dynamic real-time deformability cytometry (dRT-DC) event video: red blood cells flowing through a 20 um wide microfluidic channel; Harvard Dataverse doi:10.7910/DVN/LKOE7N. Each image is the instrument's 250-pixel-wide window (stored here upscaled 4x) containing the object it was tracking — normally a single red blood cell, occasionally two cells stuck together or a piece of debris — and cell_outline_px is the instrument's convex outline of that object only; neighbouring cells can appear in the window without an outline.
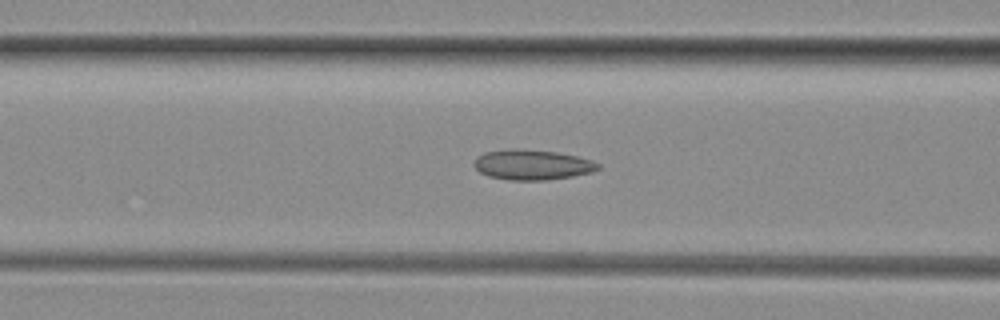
{"species": "common noctule bat (a hibernating species)", "species_latin": "Nyctalus noctula", "temperature_condition": "room temperature", "stored_images_in_passage": 39, "camera_frame_rate_fps": 3000, "um_per_image_px": 0.085, "animal": {"sex": "female", "body_mass_g": 29.2, "forearm_length_mm": 56.3}, "frame": {"image": 1, "passage_image": 18, "time_ms": 5.667, "image_size_px": [1000, 320], "cell_outline_px": [[600, 168], [592, 172], [572, 176], [548, 180], [508, 180], [488, 176], [480, 172], [472, 164], [476, 156], [484, 152], [516, 148], [556, 152], [576, 156], [592, 160], [600, 164]], "centroid_in_image_um": [45.22, 14.0], "position_along_channel_um": 121.4, "area_um2": 21.91}}
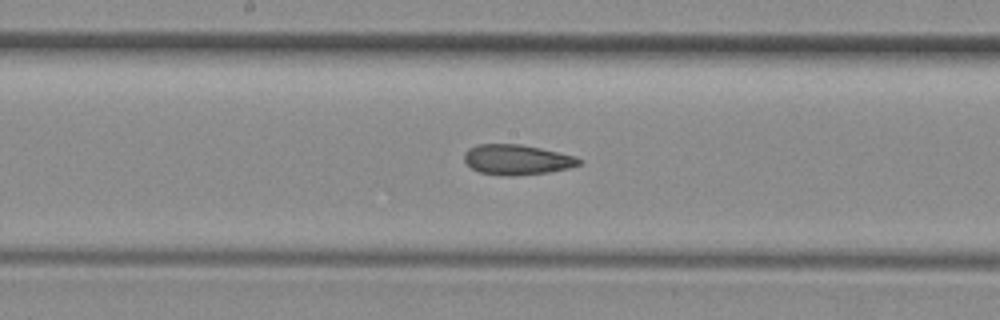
{"frame": {"image": 2, "passage_image": 24, "time_ms": 7.667, "image_size_px": [1000, 320], "cell_outline_px": [[584, 160], [580, 164], [568, 168], [548, 172], [508, 176], [480, 172], [472, 168], [464, 160], [464, 152], [468, 148], [476, 144], [520, 144], [540, 148], [576, 156]], "centroid_in_image_um": [43.94, 13.56], "position_along_channel_um": 204.3, "area_um2": 20.11}}
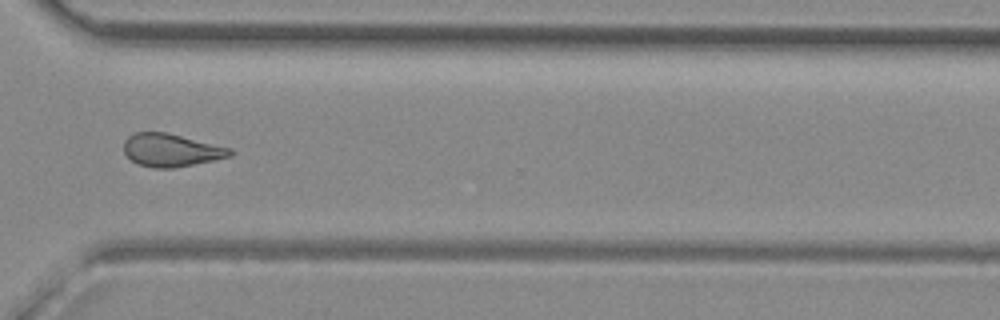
{"frame": {"image": 3, "passage_image": 35, "time_ms": 11.333, "image_size_px": [1000, 320], "cell_outline_px": [[236, 152], [232, 156], [172, 168], [152, 168], [136, 164], [124, 152], [124, 140], [128, 136], [136, 132], [164, 132], [232, 148]], "centroid_in_image_um": [14.55, 12.76], "position_along_channel_um": 356.1, "area_um2": 20.29}}